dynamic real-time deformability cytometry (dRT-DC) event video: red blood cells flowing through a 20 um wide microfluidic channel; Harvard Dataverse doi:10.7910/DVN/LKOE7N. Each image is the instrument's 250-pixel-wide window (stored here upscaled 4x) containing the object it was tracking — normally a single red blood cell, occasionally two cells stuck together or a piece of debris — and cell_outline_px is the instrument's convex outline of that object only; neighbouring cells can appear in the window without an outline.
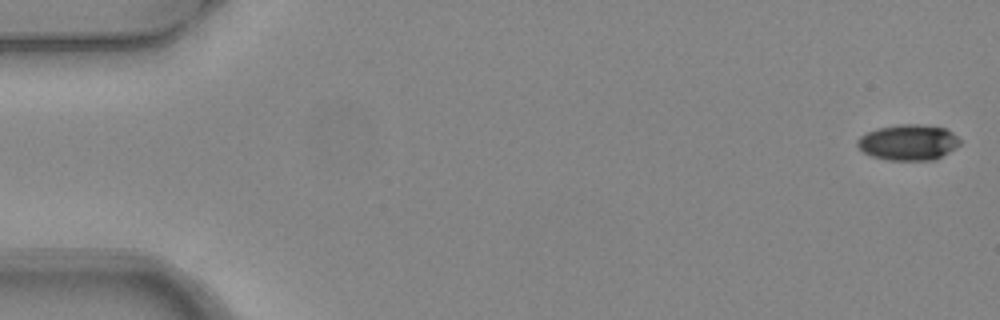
{"species": "common noctule bat (a hibernating species)", "species_latin": "Nyctalus noctula", "temperature_condition": "warm", "stored_images_in_passage": 5, "camera_frame_rate_fps": 3000, "um_per_image_px": 0.085, "animal": {"sex": "female", "body_mass_g": 24.6, "forearm_length_mm": 56.2}, "frame": {"image": 1, "passage_image": 1, "time_ms": 0.0, "image_size_px": [1000, 320], "cell_outline_px": [[960, 144], [956, 148], [936, 160], [888, 160], [872, 156], [864, 152], [856, 144], [856, 140], [860, 136], [876, 128], [900, 124], [920, 124], [944, 128], [952, 132], [960, 140]], "centroid_in_image_um": [77.21, 12.1], "position_along_channel_um": 7.8, "area_um2": 21.44}}
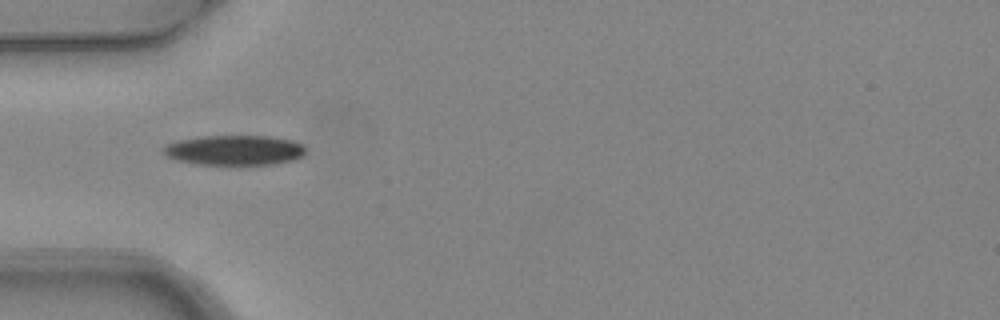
{"frame": {"image": 2, "passage_image": 5, "time_ms": 1.333, "image_size_px": [1000, 320], "cell_outline_px": [[304, 156], [296, 160], [272, 164], [196, 164], [176, 160], [160, 152], [160, 148], [164, 144], [176, 140], [200, 136], [268, 136], [292, 140], [304, 144]], "centroid_in_image_um": [19.88, 12.76], "position_along_channel_um": 65.1, "area_um2": 25.2}}